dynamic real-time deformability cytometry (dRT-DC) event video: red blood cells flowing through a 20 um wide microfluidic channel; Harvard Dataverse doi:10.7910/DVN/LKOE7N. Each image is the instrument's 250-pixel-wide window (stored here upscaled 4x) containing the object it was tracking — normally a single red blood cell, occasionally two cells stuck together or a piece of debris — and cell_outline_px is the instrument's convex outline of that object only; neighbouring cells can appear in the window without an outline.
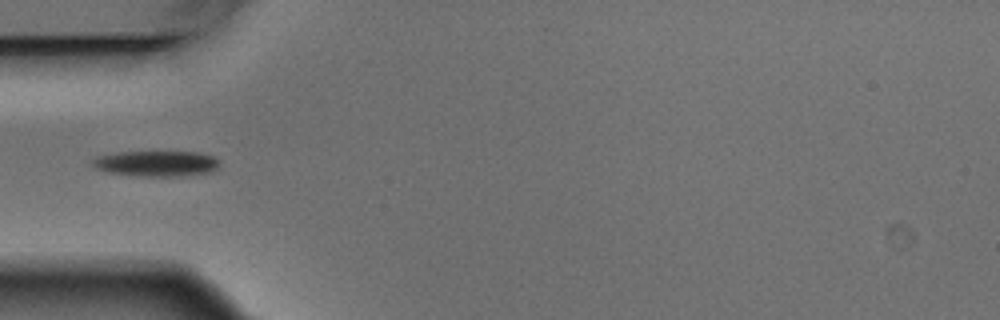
{"species": "Egyptian fruit bat (a non-hibernating species)", "species_latin": "Rousettus aegyptiacus", "temperature_condition": "warm", "stored_images_in_passage": 5, "camera_frame_rate_fps": 3000, "um_per_image_px": 0.085, "animal": {"sex": "male"}, "frame": {"image": 1, "passage_image": 5, "time_ms": 1.333, "image_size_px": [1000, 320], "cell_outline_px": [[220, 164], [212, 172], [188, 176], [136, 176], [108, 172], [96, 168], [92, 164], [92, 160], [96, 156], [116, 152], [200, 152], [212, 156], [220, 160]], "centroid_in_image_um": [13.32, 13.9], "position_along_channel_um": 71.7, "area_um2": 19.19}}